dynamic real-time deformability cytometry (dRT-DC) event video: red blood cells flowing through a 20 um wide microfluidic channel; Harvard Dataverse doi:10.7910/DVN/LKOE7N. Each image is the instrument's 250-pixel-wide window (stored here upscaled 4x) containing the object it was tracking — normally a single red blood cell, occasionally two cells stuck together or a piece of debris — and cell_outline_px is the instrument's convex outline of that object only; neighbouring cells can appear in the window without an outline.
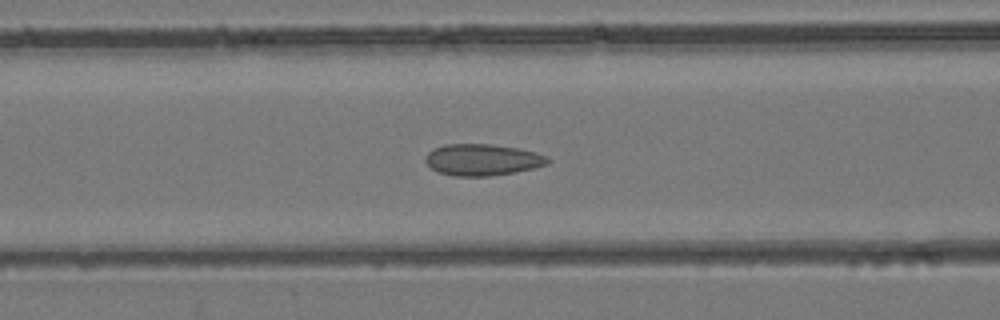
{"species": "common noctule bat (a hibernating species)", "species_latin": "Nyctalus noctula", "temperature_condition": "room temperature", "stored_images_in_passage": 40, "camera_frame_rate_fps": 3000, "um_per_image_px": 0.085, "animal": {"sex": "female", "body_mass_g": 24.6, "forearm_length_mm": 56.2}, "frame": {"image": 1, "passage_image": 19, "time_ms": 6.0, "image_size_px": [1000, 320], "cell_outline_px": [[552, 160], [548, 164], [532, 168], [512, 172], [488, 176], [456, 176], [436, 172], [424, 160], [424, 156], [432, 148], [444, 144], [492, 144], [520, 148], [536, 152], [548, 156]], "centroid_in_image_um": [40.99, 13.56], "position_along_channel_um": 125.6, "area_um2": 22.66}}
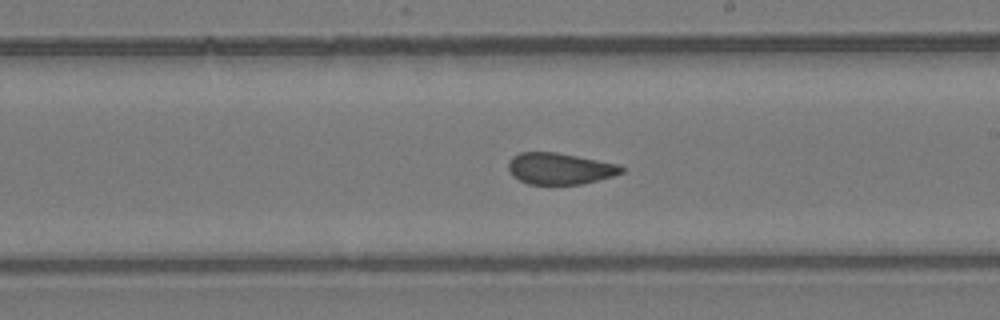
{"frame": {"image": 2, "passage_image": 27, "time_ms": 8.667, "image_size_px": [1000, 320], "cell_outline_px": [[624, 172], [612, 176], [580, 184], [528, 184], [512, 176], [508, 168], [508, 160], [512, 156], [520, 152], [556, 152], [620, 164], [624, 168]], "centroid_in_image_um": [47.56, 14.32], "position_along_channel_um": 241.4, "area_um2": 20.75}}
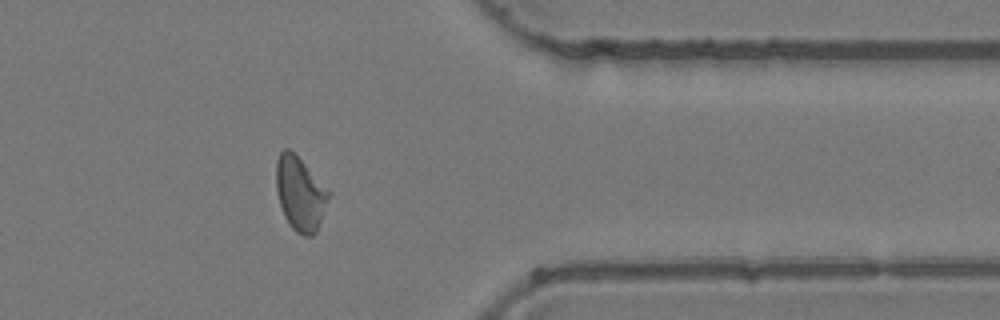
{"frame": {"image": 3, "passage_image": 38, "time_ms": 12.333, "image_size_px": [1000, 320], "cell_outline_px": [[328, 200], [316, 232], [312, 236], [304, 236], [296, 232], [292, 228], [284, 216], [276, 192], [276, 160], [280, 152], [284, 148], [288, 148], [304, 164], [328, 192]], "centroid_in_image_um": [25.45, 16.49], "position_along_channel_um": 385.9, "area_um2": 21.91}}